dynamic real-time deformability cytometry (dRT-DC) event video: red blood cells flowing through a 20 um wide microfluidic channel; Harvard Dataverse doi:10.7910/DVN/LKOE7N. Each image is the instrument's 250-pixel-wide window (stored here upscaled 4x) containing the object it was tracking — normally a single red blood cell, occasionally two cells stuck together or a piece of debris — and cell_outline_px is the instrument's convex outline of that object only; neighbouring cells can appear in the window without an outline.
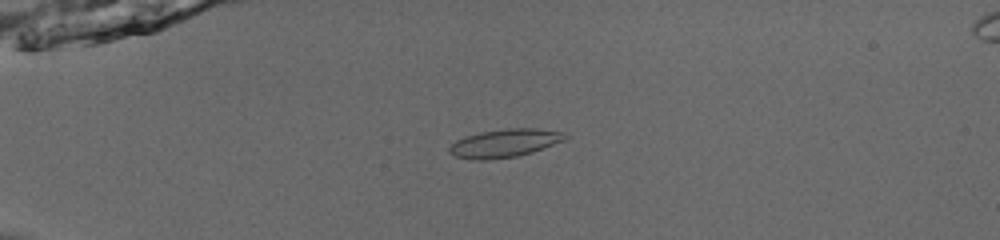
{"species": "common noctule bat (a hibernating species)", "species_latin": "Nyctalus noctula", "temperature_condition": "room temperature", "stored_images_in_passage": 55, "camera_frame_rate_fps": 3000, "um_per_image_px": 0.085, "animal": {"sex": "male", "body_mass_g": 13.0, "forearm_length_mm": 53.1}, "frame": {"image": 1, "passage_image": 16, "time_ms": 5.0, "image_size_px": [1000, 240], "cell_outline_px": [[568, 136], [564, 140], [532, 152], [516, 156], [488, 160], [472, 160], [456, 156], [448, 152], [448, 148], [456, 140], [480, 132], [508, 128], [536, 128], [564, 132]], "centroid_in_image_um": [42.88, 12.17], "position_along_channel_um": 42.1, "area_um2": 18.9}}
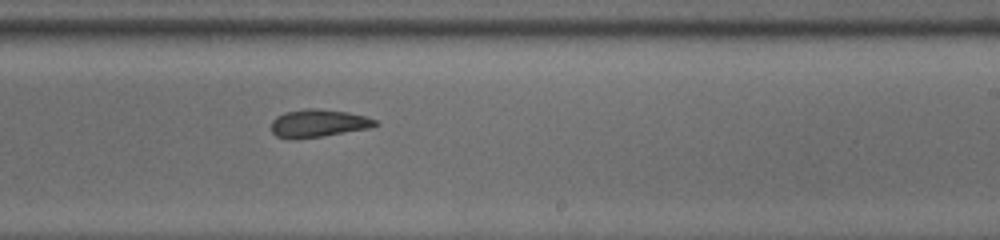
{"frame": {"image": 2, "passage_image": 36, "time_ms": 11.667, "image_size_px": [1000, 240], "cell_outline_px": [[380, 124], [368, 128], [320, 136], [292, 140], [276, 136], [272, 132], [272, 120], [276, 116], [284, 112], [308, 108], [316, 108], [348, 112], [364, 116], [376, 120]], "centroid_in_image_um": [27.01, 10.47], "position_along_channel_um": 262.0, "area_um2": 16.76}}
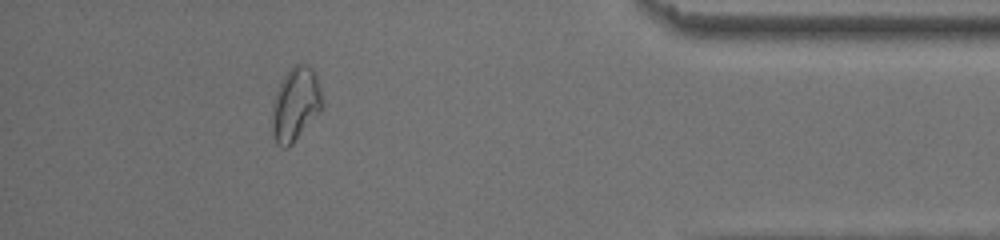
{"frame": {"image": 3, "passage_image": 50, "time_ms": 16.333, "image_size_px": [1000, 240], "cell_outline_px": [[324, 108], [292, 144], [288, 148], [284, 148], [276, 144], [272, 132], [272, 104], [276, 92], [288, 68], [296, 64], [308, 64], [312, 68], [316, 76], [320, 88], [324, 104]], "centroid_in_image_um": [25.13, 8.87], "position_along_channel_um": 410.1, "area_um2": 21.79}, "authors_computed_cell_mechanics": {"area_um2": 18.1492, "velocity_mm_per_s": 3.8744, "shape_relaxation_time_tau1_ms": null, "shape_relaxation_time_tau2_ms": 8.1841, "deformation_change_tau1": null, "deformation_change_tau2": 0.0923}}